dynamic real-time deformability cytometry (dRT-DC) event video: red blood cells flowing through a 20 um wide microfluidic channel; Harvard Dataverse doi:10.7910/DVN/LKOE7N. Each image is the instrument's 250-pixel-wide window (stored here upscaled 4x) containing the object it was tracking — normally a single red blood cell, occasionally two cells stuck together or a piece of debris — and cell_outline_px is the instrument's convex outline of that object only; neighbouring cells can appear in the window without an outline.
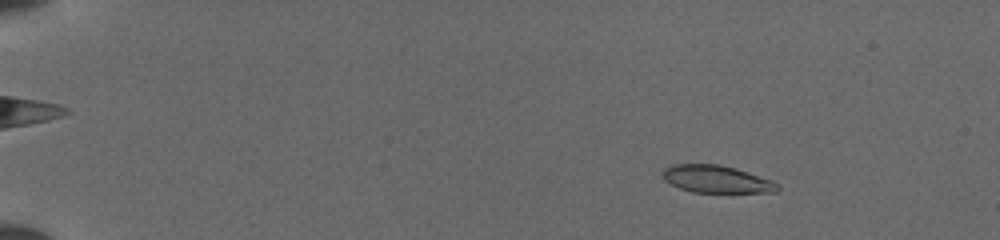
{"species": "common noctule bat (a hibernating species)", "species_latin": "Nyctalus noctula", "temperature_condition": "cold", "stored_images_in_passage": 52, "camera_frame_rate_fps": 3000, "um_per_image_px": 0.085, "animal": {"sex": "female", "body_mass_g": 19.5, "forearm_length_mm": 54.1}, "frame": {"image": 1, "passage_image": 8, "time_ms": 2.333, "image_size_px": [1000, 240], "cell_outline_px": [[780, 188], [776, 192], [692, 192], [680, 188], [664, 180], [664, 168], [672, 164], [716, 164], [736, 168], [772, 180], [780, 184]], "centroid_in_image_um": [60.93, 15.22], "position_along_channel_um": 24.1, "area_um2": 18.26}}
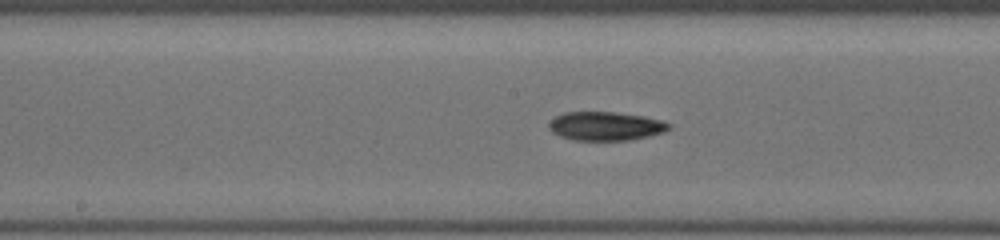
{"frame": {"image": 2, "passage_image": 29, "time_ms": 9.333, "image_size_px": [1000, 240], "cell_outline_px": [[672, 128], [664, 132], [648, 136], [628, 140], [572, 140], [560, 136], [552, 132], [548, 128], [548, 124], [556, 116], [564, 112], [616, 112], [644, 116], [664, 120], [672, 124]], "centroid_in_image_um": [51.51, 10.71], "position_along_channel_um": 196.7, "area_um2": 20.29}}
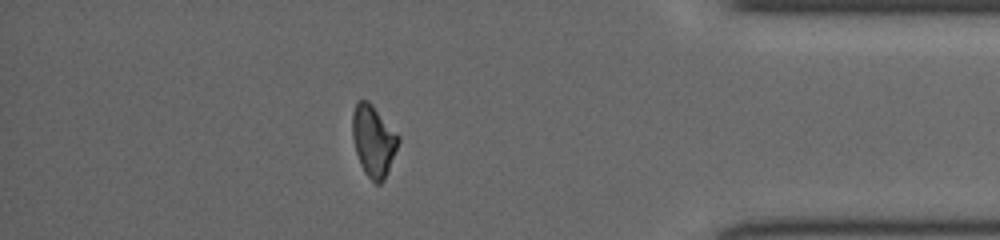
{"frame": {"image": 3, "passage_image": 46, "time_ms": 15.0, "image_size_px": [1000, 240], "cell_outline_px": [[400, 140], [384, 180], [380, 184], [376, 184], [364, 172], [360, 164], [356, 152], [352, 136], [352, 112], [356, 104], [360, 100], [368, 100], [372, 104], [400, 136]], "centroid_in_image_um": [31.74, 11.95], "position_along_channel_um": 403.5, "area_um2": 19.02}}